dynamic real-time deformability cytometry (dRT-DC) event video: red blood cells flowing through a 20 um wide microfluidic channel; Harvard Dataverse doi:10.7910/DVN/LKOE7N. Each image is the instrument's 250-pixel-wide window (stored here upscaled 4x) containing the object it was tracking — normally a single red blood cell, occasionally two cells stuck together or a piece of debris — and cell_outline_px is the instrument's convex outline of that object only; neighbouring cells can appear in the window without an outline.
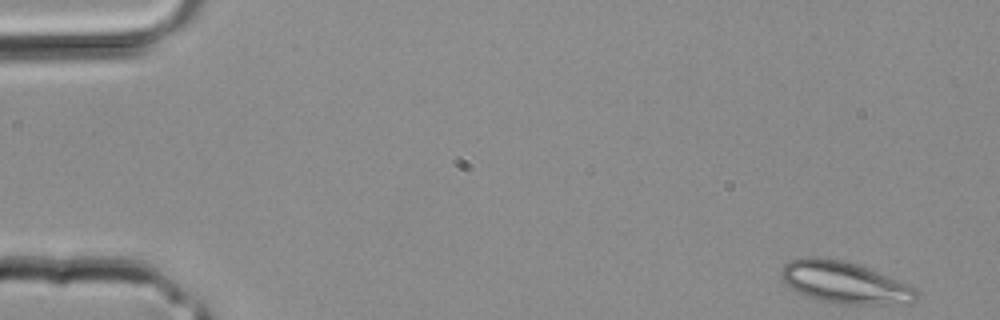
{"species": "common noctule bat (a hibernating species)", "species_latin": "Nyctalus noctula", "temperature_condition": "room temperature", "stored_images_in_passage": 2, "camera_frame_rate_fps": 3000, "um_per_image_px": 0.085, "animal": {"sex": "male", "body_mass_g": 20.4}, "frame": {"image": 1, "passage_image": 1, "time_ms": 0.0, "image_size_px": [1000, 320], "cell_outline_px": [[916, 300], [912, 304], [840, 304], [816, 300], [784, 284], [780, 276], [780, 272], [784, 264], [792, 260], [804, 256], [820, 256], [840, 260], [856, 264], [912, 284], [916, 288]], "centroid_in_image_um": [71.81, 24.01], "position_along_channel_um": 13.2, "area_um2": 33.29}}